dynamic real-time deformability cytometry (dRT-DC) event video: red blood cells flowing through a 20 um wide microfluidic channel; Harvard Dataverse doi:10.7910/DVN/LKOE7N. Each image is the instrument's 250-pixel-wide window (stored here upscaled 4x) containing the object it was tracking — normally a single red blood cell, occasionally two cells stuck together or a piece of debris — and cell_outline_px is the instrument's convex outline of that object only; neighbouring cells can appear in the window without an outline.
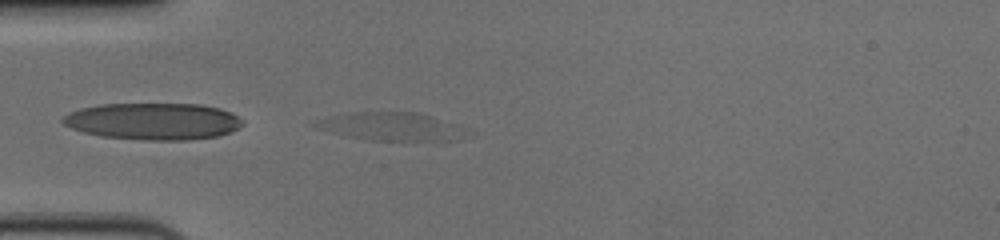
{"species": "human", "species_latin": "Homo sapiens", "temperature_condition": "cold", "stored_images_in_passage": 35, "camera_frame_rate_fps": 3000, "um_per_image_px": 0.085, "donor": {"sex": "female"}, "frame": {"image": 1, "passage_image": 1, "time_ms": 0.0, "image_size_px": [1000, 240], "cell_outline_px": [[476, 132], [472, 136], [456, 140], [372, 140], [348, 136], [320, 128], [316, 124], [316, 120], [352, 112], [416, 112], [432, 116], [456, 124]], "centroid_in_image_um": [33.49, 10.76], "position_along_channel_um": 51.5, "area_um2": 24.62}}
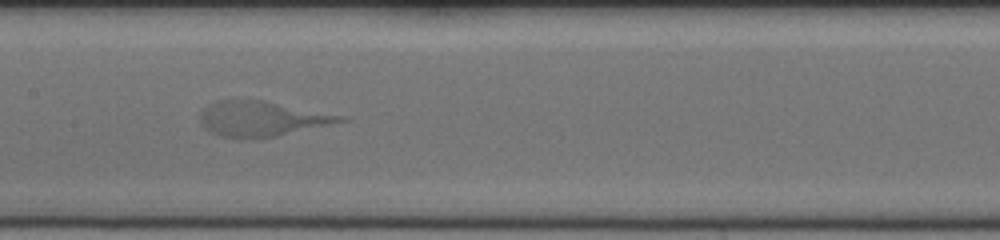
{"frame": {"image": 2, "passage_image": 13, "time_ms": 4.0, "image_size_px": [1000, 240], "cell_outline_px": [[348, 120], [276, 136], [240, 140], [236, 140], [220, 136], [208, 132], [200, 124], [200, 112], [208, 104], [216, 100], [264, 100], [348, 116]], "centroid_in_image_um": [22.2, 10.1], "position_along_channel_um": 185.2, "area_um2": 29.13}}
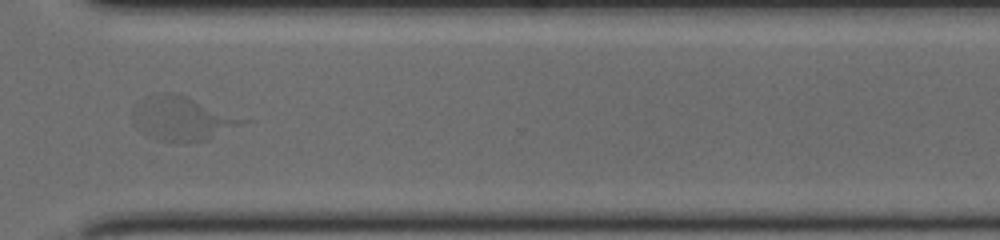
{"frame": {"image": 3, "passage_image": 27, "time_ms": 8.667, "image_size_px": [1000, 240], "cell_outline_px": [[252, 120], [208, 140], [160, 140], [148, 136], [136, 124], [136, 104], [140, 100], [148, 96], [160, 92], [172, 92], [188, 96]], "centroid_in_image_um": [15.59, 10.03], "position_along_channel_um": 355.0, "area_um2": 27.57}}